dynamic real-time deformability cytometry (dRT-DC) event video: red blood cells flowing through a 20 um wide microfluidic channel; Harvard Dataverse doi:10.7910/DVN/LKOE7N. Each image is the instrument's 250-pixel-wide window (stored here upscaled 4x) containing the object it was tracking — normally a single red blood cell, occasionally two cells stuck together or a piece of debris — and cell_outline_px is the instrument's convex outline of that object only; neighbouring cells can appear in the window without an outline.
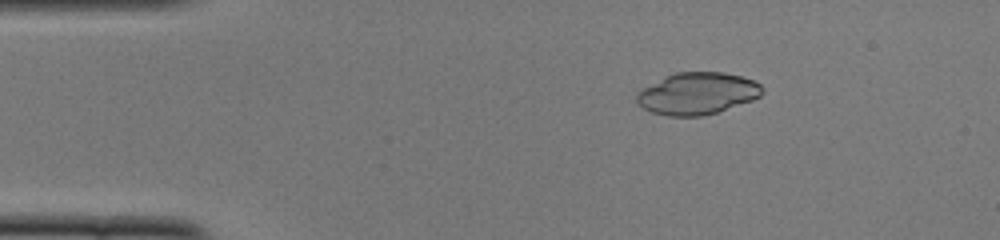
{"species": "common noctule bat (a hibernating species)", "species_latin": "Nyctalus noctula", "temperature_condition": "cold", "stored_images_in_passage": 8, "camera_frame_rate_fps": 3000, "um_per_image_px": 0.085, "animal": {"sex": "female", "body_mass_g": 22.0, "forearm_length_mm": 56.7}, "frame": {"image": 1, "passage_image": 5, "time_ms": 1.333, "image_size_px": [1000, 240], "cell_outline_px": [[756, 96], [712, 112], [692, 112], [672, 76], [692, 72], [708, 72], [736, 76], [748, 80], [756, 84]], "centroid_in_image_um": [60.64, 7.68], "position_along_channel_um": 24.4, "area_um2": 17.34}}